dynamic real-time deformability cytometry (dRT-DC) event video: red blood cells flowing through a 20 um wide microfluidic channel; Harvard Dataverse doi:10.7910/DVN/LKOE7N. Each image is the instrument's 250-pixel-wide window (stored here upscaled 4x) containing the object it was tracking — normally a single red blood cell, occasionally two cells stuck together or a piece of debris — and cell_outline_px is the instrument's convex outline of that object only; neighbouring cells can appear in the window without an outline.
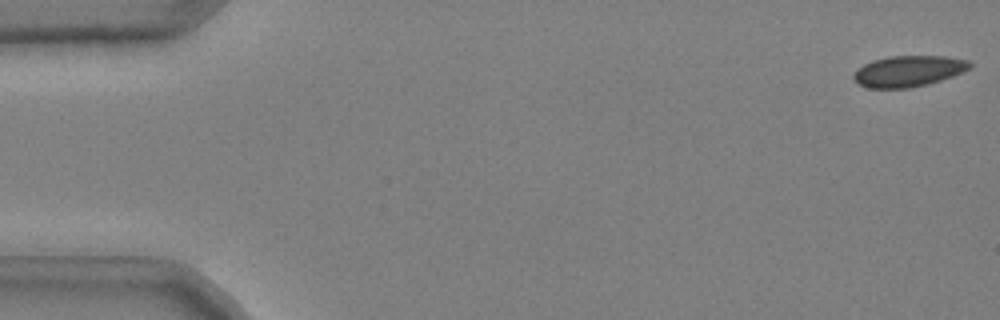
{"species": "common noctule bat (a hibernating species)", "species_latin": "Nyctalus noctula", "temperature_condition": "cold", "stored_images_in_passage": 48, "camera_frame_rate_fps": 3000, "um_per_image_px": 0.085, "animal": {"sex": "male", "body_mass_g": 20.4}, "frame": {"image": 1, "passage_image": 1, "time_ms": 0.0, "image_size_px": [1000, 320], "cell_outline_px": [[972, 68], [952, 76], [940, 80], [908, 88], [868, 88], [860, 84], [852, 76], [856, 68], [872, 60], [888, 56], [944, 56], [968, 60], [972, 64]], "centroid_in_image_um": [77.2, 6.03], "position_along_channel_um": 7.8, "area_um2": 20.92}}
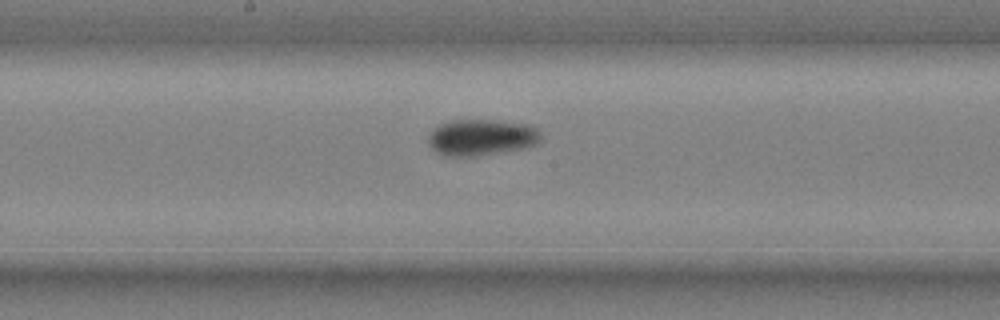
{"frame": {"image": 2, "passage_image": 28, "time_ms": 9.0, "image_size_px": [1000, 320], "cell_outline_px": [[540, 140], [536, 144], [528, 148], [476, 156], [444, 156], [436, 152], [428, 144], [428, 136], [432, 128], [448, 120], [496, 120], [532, 124], [540, 132]], "centroid_in_image_um": [40.92, 11.67], "position_along_channel_um": 207.3, "area_um2": 24.28}}
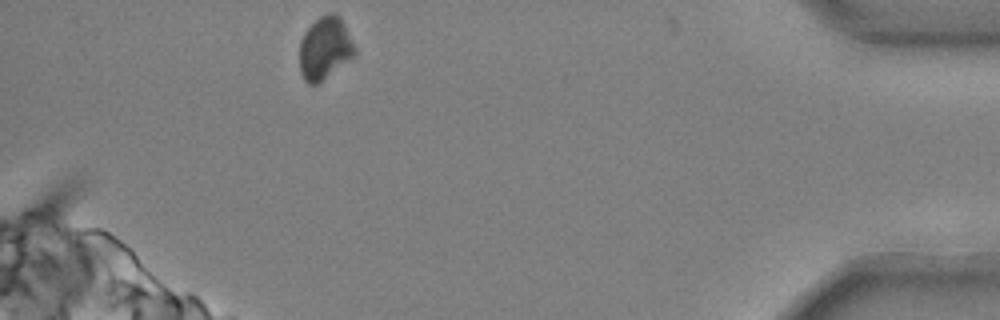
{"frame": {"image": 3, "passage_image": 48, "time_ms": 15.667, "image_size_px": [1000, 320], "cell_outline_px": [[356, 56], [320, 84], [308, 84], [304, 80], [300, 72], [300, 40], [304, 32], [320, 16], [328, 12], [336, 12], [340, 16], [356, 48]], "centroid_in_image_um": [27.64, 4.13], "position_along_channel_um": 407.6, "area_um2": 20.63}, "authors_computed_cell_mechanics": {"area_um2": 22.1952, "velocity_mm_per_s": 3.7058, "shape_relaxation_time_tau1_ms": 2.899, "shape_relaxation_time_tau2_ms": null, "deformation_change_tau1": 0.0583, "deformation_change_tau2": null}}